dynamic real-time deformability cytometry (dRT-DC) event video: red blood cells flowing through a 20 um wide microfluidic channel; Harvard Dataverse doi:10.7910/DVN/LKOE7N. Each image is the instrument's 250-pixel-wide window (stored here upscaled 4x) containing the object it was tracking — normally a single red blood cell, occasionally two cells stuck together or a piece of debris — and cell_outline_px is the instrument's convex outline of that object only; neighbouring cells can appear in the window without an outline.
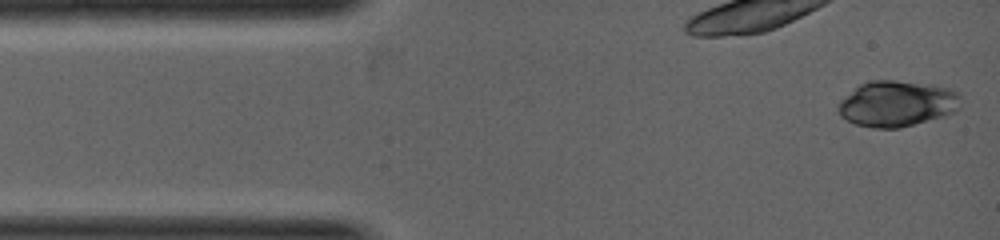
{"species": "common noctule bat (a hibernating species)", "species_latin": "Nyctalus noctula", "temperature_condition": "warm", "stored_images_in_passage": 4, "camera_frame_rate_fps": 5000, "um_per_image_px": 0.085, "animal": {"sex": "female", "body_mass_g": 19.0, "forearm_length_mm": 53.3}, "frame": {"image": 1, "passage_image": 1, "time_ms": 0.0, "image_size_px": [1000, 240], "cell_outline_px": [[960, 108], [956, 112], [944, 116], [900, 128], [876, 128], [856, 124], [840, 116], [836, 108], [840, 100], [860, 84], [872, 80], [896, 80], [932, 84], [948, 88], [960, 92]], "centroid_in_image_um": [76.27, 8.8], "position_along_channel_um": 8.7, "area_um2": 33.0}}
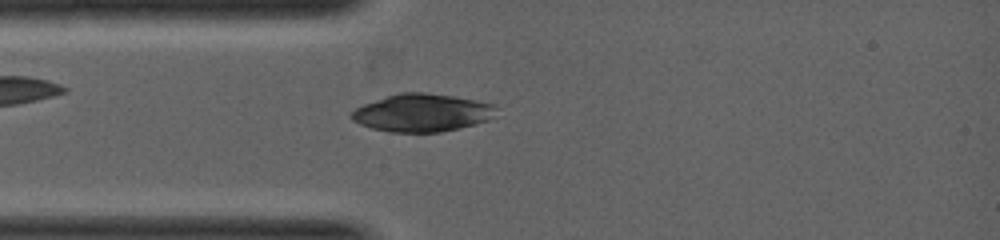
{"frame": {"image": 2, "passage_image": 4, "time_ms": 1.4, "image_size_px": [1000, 240], "cell_outline_px": [[496, 116], [488, 120], [476, 124], [460, 128], [440, 132], [392, 132], [372, 128], [360, 124], [352, 120], [348, 116], [356, 108], [364, 104], [400, 92], [424, 92], [452, 96], [492, 104], [496, 108]], "centroid_in_image_um": [35.87, 9.59], "position_along_channel_um": 49.1, "area_um2": 31.67}}